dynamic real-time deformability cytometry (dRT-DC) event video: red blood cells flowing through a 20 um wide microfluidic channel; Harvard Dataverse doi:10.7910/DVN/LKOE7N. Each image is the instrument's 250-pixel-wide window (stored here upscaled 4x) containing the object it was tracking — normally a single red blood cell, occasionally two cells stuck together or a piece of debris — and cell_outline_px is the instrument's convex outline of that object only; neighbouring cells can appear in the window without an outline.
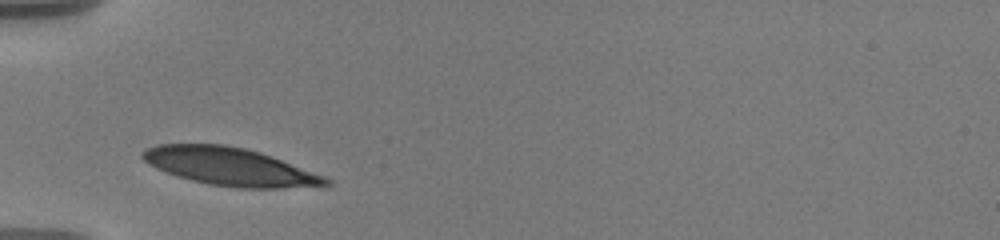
{"species": "human", "species_latin": "Homo sapiens", "temperature_condition": "warm", "stored_images_in_passage": 2, "camera_frame_rate_fps": 3000, "um_per_image_px": 0.085, "donor": {"sex": "male"}, "frame": {"image": 1, "passage_image": 1, "time_ms": 0.0, "image_size_px": [1000, 240], "cell_outline_px": [[332, 184], [280, 188], [236, 188], [208, 184], [176, 176], [156, 168], [148, 164], [140, 156], [140, 152], [156, 144], [224, 144], [244, 148], [260, 152], [272, 156], [324, 176], [332, 180]], "centroid_in_image_um": [19.49, 14.16], "position_along_channel_um": 65.5, "area_um2": 40.29}}